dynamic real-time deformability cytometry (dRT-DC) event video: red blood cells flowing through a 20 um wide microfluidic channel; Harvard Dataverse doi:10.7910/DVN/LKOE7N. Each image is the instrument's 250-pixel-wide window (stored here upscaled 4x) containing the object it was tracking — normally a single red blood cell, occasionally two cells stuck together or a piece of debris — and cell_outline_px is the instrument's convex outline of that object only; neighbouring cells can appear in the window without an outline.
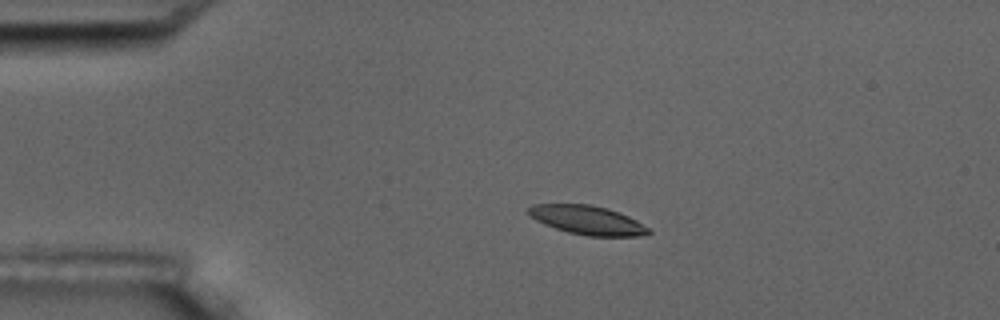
{"species": "common noctule bat (a hibernating species)", "species_latin": "Nyctalus noctula", "temperature_condition": "room temperature", "stored_images_in_passage": 10, "camera_frame_rate_fps": 3000, "um_per_image_px": 0.085, "animal": {"sex": "male", "body_mass_g": 17.5, "forearm_length_mm": 52.3}, "frame": {"image": 1, "passage_image": 4, "time_ms": 3.333, "image_size_px": [1000, 320], "cell_outline_px": [[652, 232], [640, 236], [588, 236], [568, 232], [544, 224], [528, 216], [528, 208], [532, 204], [592, 204], [608, 208], [620, 212], [636, 220], [648, 228]], "centroid_in_image_um": [49.91, 18.7], "position_along_channel_um": 35.1, "area_um2": 20.29}}
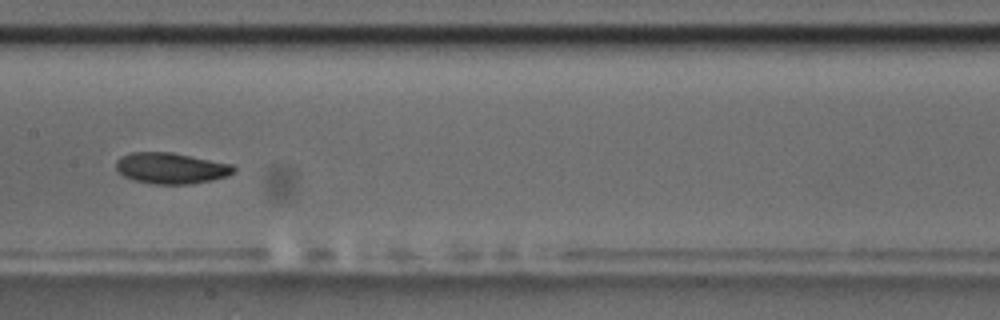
{"frame": {"image": 2, "passage_image": 9, "time_ms": 9.0, "image_size_px": [1000, 320], "cell_outline_px": [[236, 168], [228, 176], [212, 180], [188, 184], [152, 184], [136, 180], [124, 176], [116, 168], [116, 160], [120, 156], [132, 152], [172, 152], [232, 164]], "centroid_in_image_um": [14.53, 14.29], "position_along_channel_um": 192.9, "area_um2": 21.21}}
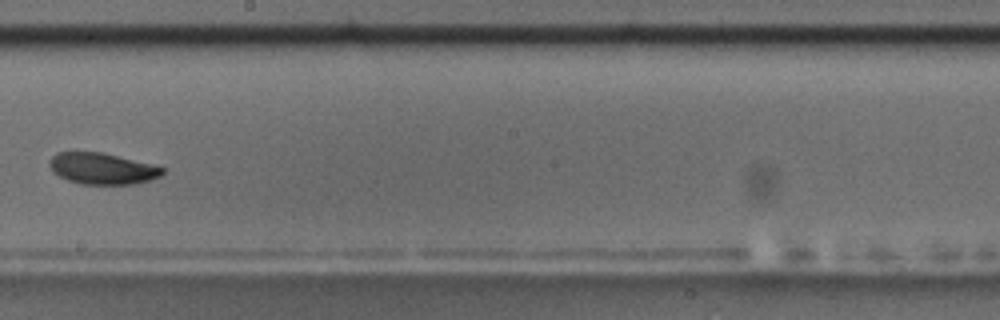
{"frame": {"image": 3, "passage_image": 10, "time_ms": 10.333, "image_size_px": [1000, 320], "cell_outline_px": [[164, 172], [160, 176], [152, 180], [136, 184], [80, 184], [68, 180], [60, 176], [48, 164], [52, 156], [56, 152], [100, 152], [152, 164], [164, 168]], "centroid_in_image_um": [8.72, 14.33], "position_along_channel_um": 239.5, "area_um2": 20.46}}